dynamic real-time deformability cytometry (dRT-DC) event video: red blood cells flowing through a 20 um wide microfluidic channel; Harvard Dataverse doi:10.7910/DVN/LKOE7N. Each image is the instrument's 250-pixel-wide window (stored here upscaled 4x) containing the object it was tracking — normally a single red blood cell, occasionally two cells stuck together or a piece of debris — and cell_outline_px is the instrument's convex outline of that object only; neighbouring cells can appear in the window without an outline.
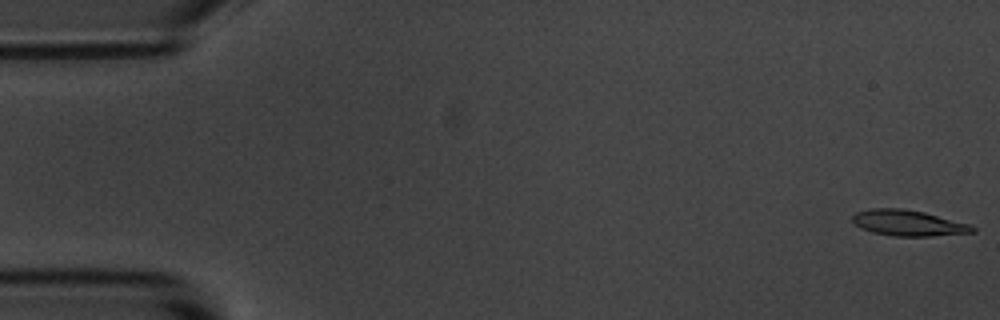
{"species": "common noctule bat (a hibernating species)", "species_latin": "Nyctalus noctula", "temperature_condition": "room temperature", "stored_images_in_passage": 5, "camera_frame_rate_fps": 3000, "um_per_image_px": 0.085, "animal": {"sex": "male", "body_mass_g": 20.1, "forearm_length_mm": 53.5}, "frame": {"image": 1, "passage_image": 1, "time_ms": 0.0, "image_size_px": [1000, 320], "cell_outline_px": [[976, 232], [928, 236], [892, 236], [872, 232], [860, 228], [852, 220], [852, 216], [856, 212], [868, 208], [904, 208], [924, 212], [968, 224], [976, 228]], "centroid_in_image_um": [77.16, 18.95], "position_along_channel_um": 7.8, "area_um2": 18.03}}
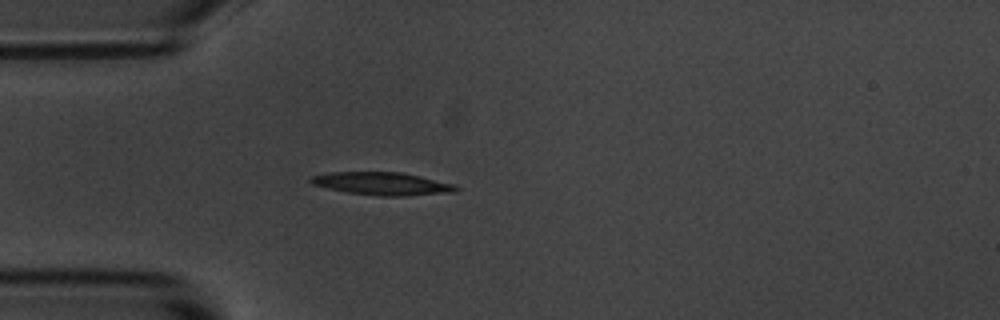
{"frame": {"image": 2, "passage_image": 5, "time_ms": 4.667, "image_size_px": [1000, 320], "cell_outline_px": [[460, 188], [456, 192], [408, 196], [376, 196], [348, 192], [328, 188], [312, 184], [308, 180], [312, 176], [332, 172], [400, 172], [456, 184]], "centroid_in_image_um": [32.54, 15.62], "position_along_channel_um": 52.5, "area_um2": 19.36}}